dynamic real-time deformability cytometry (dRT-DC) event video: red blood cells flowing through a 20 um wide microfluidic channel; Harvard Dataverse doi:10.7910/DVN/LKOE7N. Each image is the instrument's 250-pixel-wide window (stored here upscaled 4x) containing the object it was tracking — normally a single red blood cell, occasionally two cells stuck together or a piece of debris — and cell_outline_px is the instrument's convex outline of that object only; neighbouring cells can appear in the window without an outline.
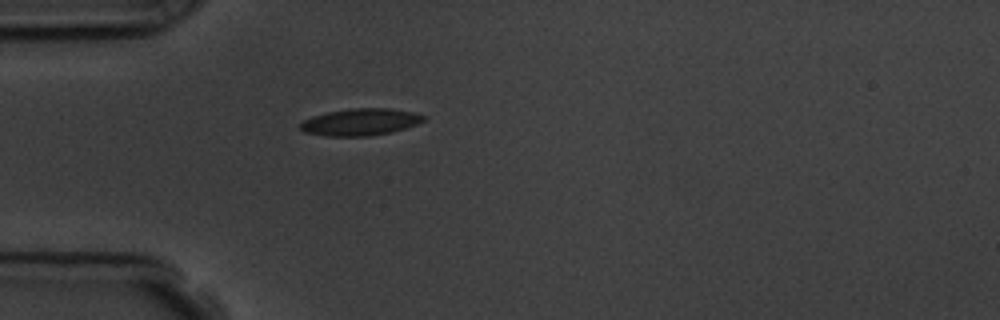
{"species": "common noctule bat (a hibernating species)", "species_latin": "Nyctalus noctula", "temperature_condition": "room temperature", "stored_images_in_passage": 41, "camera_frame_rate_fps": 3000, "um_per_image_px": 0.085, "animal": {"sex": "male", "body_mass_g": 19.5, "forearm_length_mm": 54.6}, "frame": {"image": 1, "passage_image": 1, "time_ms": 0.0, "image_size_px": [1000, 320], "cell_outline_px": [[424, 120], [416, 124], [392, 132], [368, 136], [324, 136], [304, 132], [300, 128], [300, 124], [304, 120], [312, 116], [328, 112], [352, 108], [392, 108], [412, 112], [424, 116]], "centroid_in_image_um": [30.6, 10.37], "position_along_channel_um": 54.4, "area_um2": 19.25}}
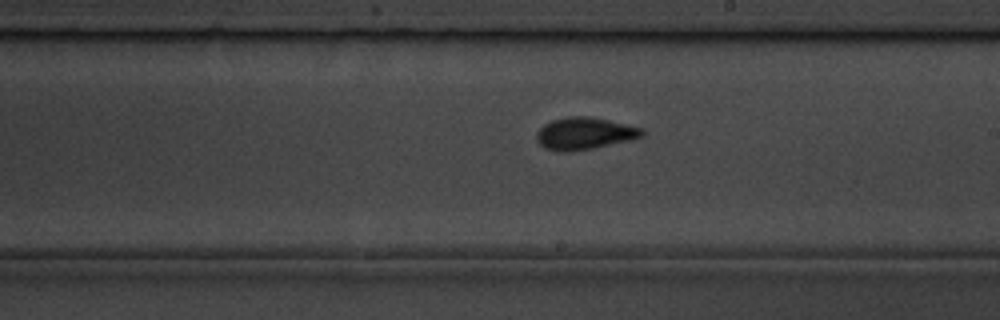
{"frame": {"image": 2, "passage_image": 17, "time_ms": 5.333, "image_size_px": [1000, 320], "cell_outline_px": [[644, 136], [632, 140], [592, 148], [568, 152], [564, 152], [544, 148], [536, 140], [536, 132], [544, 124], [552, 120], [568, 116], [592, 116], [644, 128]], "centroid_in_image_um": [49.7, 11.33], "position_along_channel_um": 239.3, "area_um2": 19.94}}
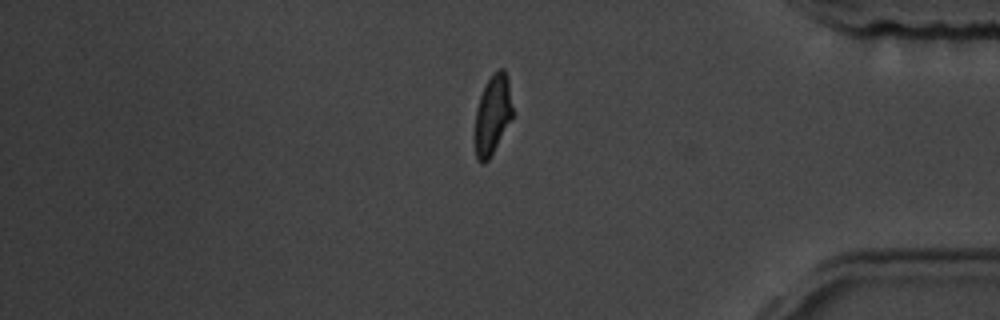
{"frame": {"image": 3, "passage_image": 32, "time_ms": 10.333, "image_size_px": [1000, 320], "cell_outline_px": [[512, 116], [488, 160], [484, 164], [480, 164], [476, 160], [476, 108], [480, 96], [492, 72], [500, 68], [504, 68], [508, 80], [512, 108]], "centroid_in_image_um": [41.86, 9.72], "position_along_channel_um": 393.3, "area_um2": 16.94}, "authors_computed_cell_mechanics": {"area_um2": 18.6116, "velocity_mm_per_s": 3.6059, "shape_relaxation_time_tau1_ms": 4.7069, "shape_relaxation_time_tau2_ms": 1.4001, "deformation_change_tau1": 0.1293, "deformation_change_tau2": 0.0458}}